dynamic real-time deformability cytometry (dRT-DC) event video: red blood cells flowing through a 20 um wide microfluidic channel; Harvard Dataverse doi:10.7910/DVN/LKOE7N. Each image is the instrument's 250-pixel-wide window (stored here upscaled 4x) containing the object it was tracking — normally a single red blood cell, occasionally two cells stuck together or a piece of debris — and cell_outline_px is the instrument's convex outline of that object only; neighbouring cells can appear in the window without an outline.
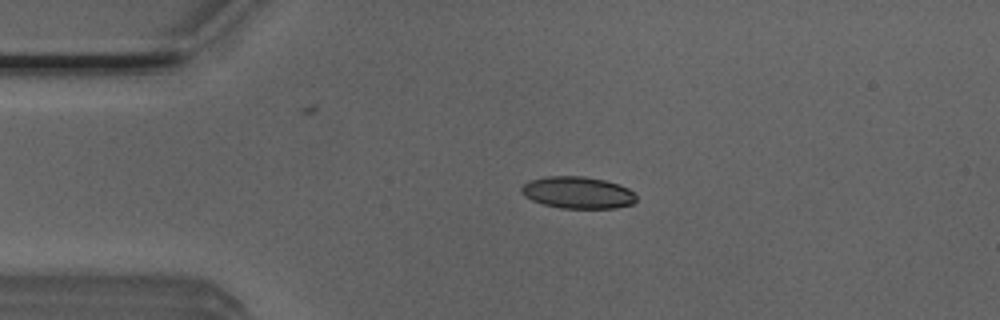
{"species": "Egyptian fruit bat (a non-hibernating species)", "species_latin": "Rousettus aegyptiacus", "temperature_condition": "room temperature", "stored_images_in_passage": 4, "camera_frame_rate_fps": 3000, "um_per_image_px": 0.085, "animal": {"sex": "male"}, "frame": {"image": 1, "passage_image": 3, "time_ms": 0.667, "image_size_px": [1000, 320], "cell_outline_px": [[636, 200], [632, 204], [616, 208], [560, 208], [544, 204], [532, 200], [524, 196], [520, 192], [520, 188], [528, 180], [544, 176], [584, 176], [604, 180], [620, 184], [628, 188], [636, 196]], "centroid_in_image_um": [49.08, 16.36], "position_along_channel_um": 35.9, "area_um2": 21.5}}